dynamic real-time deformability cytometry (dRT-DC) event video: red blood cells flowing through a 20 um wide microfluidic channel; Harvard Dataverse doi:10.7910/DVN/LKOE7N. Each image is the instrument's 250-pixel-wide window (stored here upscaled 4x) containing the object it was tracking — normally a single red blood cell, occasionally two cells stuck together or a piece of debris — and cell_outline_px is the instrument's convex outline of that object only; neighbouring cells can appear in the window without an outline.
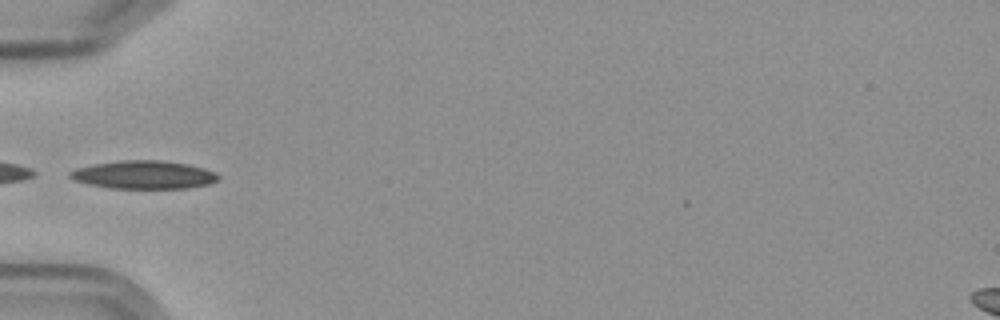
{"species": "Egyptian fruit bat (a non-hibernating species)", "species_latin": "Rousettus aegyptiacus", "temperature_condition": "cold", "stored_images_in_passage": 7, "camera_frame_rate_fps": 3000, "um_per_image_px": 0.085, "frame": {"image": 1, "passage_image": 5, "time_ms": 5.667, "image_size_px": [1000, 320], "cell_outline_px": [[220, 176], [216, 180], [208, 184], [188, 188], [112, 188], [88, 184], [76, 180], [68, 176], [68, 172], [76, 168], [92, 164], [120, 160], [160, 160], [188, 164], [204, 168], [216, 172]], "centroid_in_image_um": [12.21, 14.85], "position_along_channel_um": 72.8, "area_um2": 24.33}}
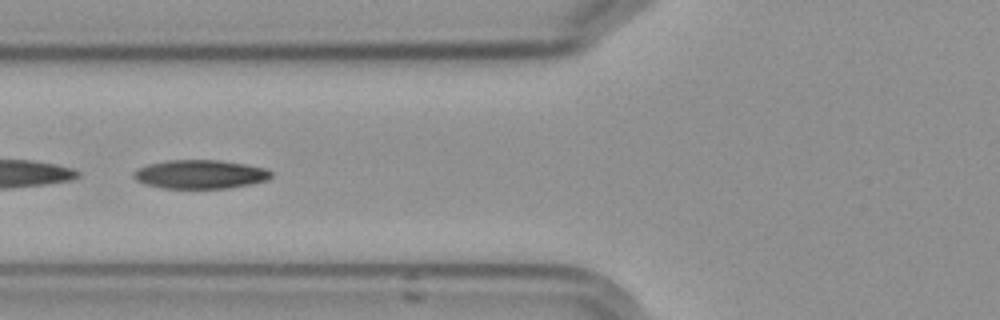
{"frame": {"image": 2, "passage_image": 6, "time_ms": 6.667, "image_size_px": [1000, 320], "cell_outline_px": [[272, 176], [268, 180], [252, 184], [228, 188], [164, 188], [144, 184], [136, 180], [132, 176], [132, 172], [136, 168], [148, 164], [168, 160], [220, 160], [244, 164], [264, 168], [272, 172]], "centroid_in_image_um": [16.99, 14.81], "position_along_channel_um": 108.8, "area_um2": 23.18}}
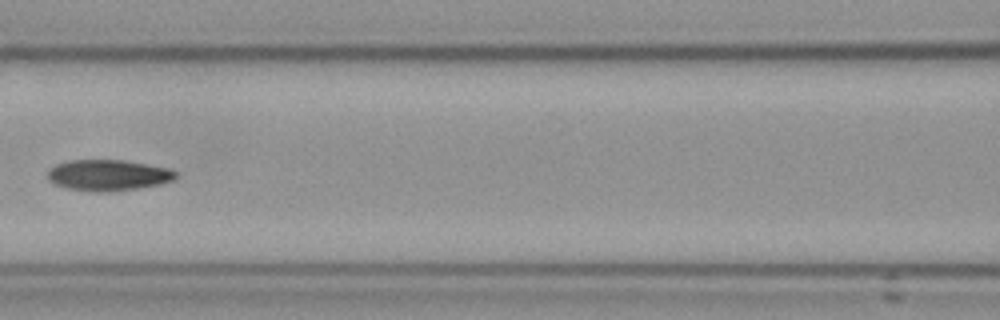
{"frame": {"image": 3, "passage_image": 7, "time_ms": 8.0, "image_size_px": [1000, 320], "cell_outline_px": [[180, 176], [176, 180], [160, 184], [140, 188], [112, 192], [92, 192], [68, 188], [56, 184], [48, 180], [48, 172], [56, 164], [72, 160], [120, 160], [168, 168], [176, 172]], "centroid_in_image_um": [9.24, 14.91], "position_along_channel_um": 157.4, "area_um2": 23.18}}